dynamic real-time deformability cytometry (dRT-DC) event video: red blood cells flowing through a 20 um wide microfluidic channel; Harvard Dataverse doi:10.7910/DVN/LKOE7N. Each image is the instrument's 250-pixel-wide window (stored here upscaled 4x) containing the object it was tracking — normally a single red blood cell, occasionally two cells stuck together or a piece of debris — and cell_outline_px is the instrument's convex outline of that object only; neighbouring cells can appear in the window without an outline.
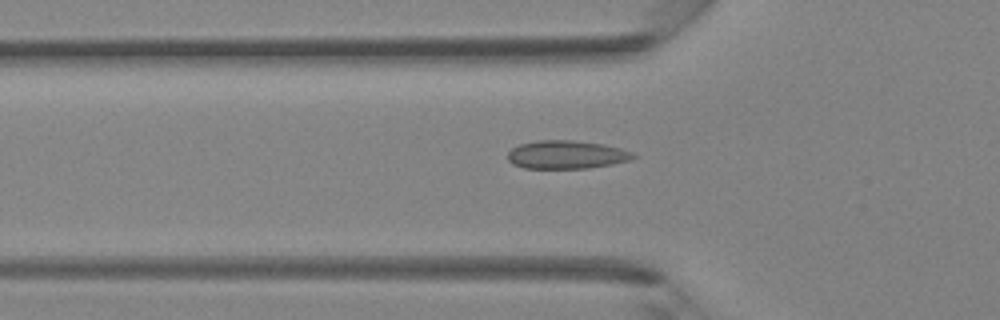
{"species": "Egyptian fruit bat (a non-hibernating species)", "species_latin": "Rousettus aegyptiacus", "temperature_condition": "room temperature", "stored_images_in_passage": 39, "camera_frame_rate_fps": 3000, "um_per_image_px": 0.085, "animal": {"sex": "female"}, "frame": {"image": 1, "passage_image": 11, "time_ms": 3.333, "image_size_px": [1000, 320], "cell_outline_px": [[640, 156], [628, 160], [612, 164], [588, 168], [524, 168], [512, 164], [508, 160], [508, 152], [512, 148], [520, 144], [536, 140], [572, 140], [600, 144], [620, 148], [632, 152]], "centroid_in_image_um": [48.14, 13.15], "position_along_channel_um": 77.7, "area_um2": 20.63}}
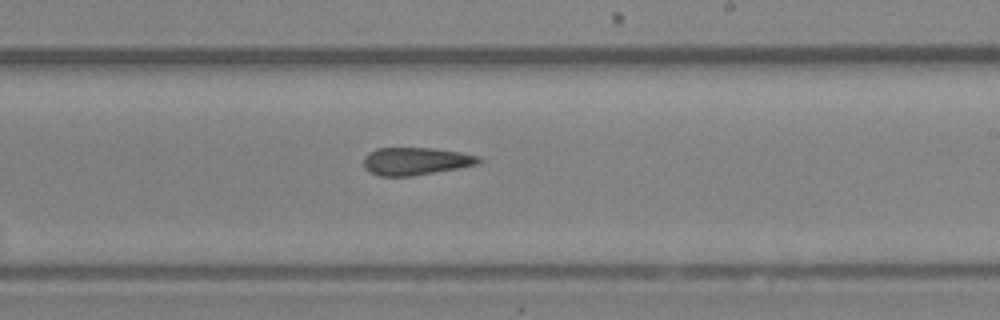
{"frame": {"image": 2, "passage_image": 22, "time_ms": 7.0, "image_size_px": [1000, 320], "cell_outline_px": [[484, 160], [476, 164], [456, 168], [412, 176], [380, 176], [368, 172], [364, 168], [364, 156], [368, 152], [376, 148], [432, 148], [460, 152], [480, 156]], "centroid_in_image_um": [35.3, 13.69], "position_along_channel_um": 253.7, "area_um2": 18.55}}
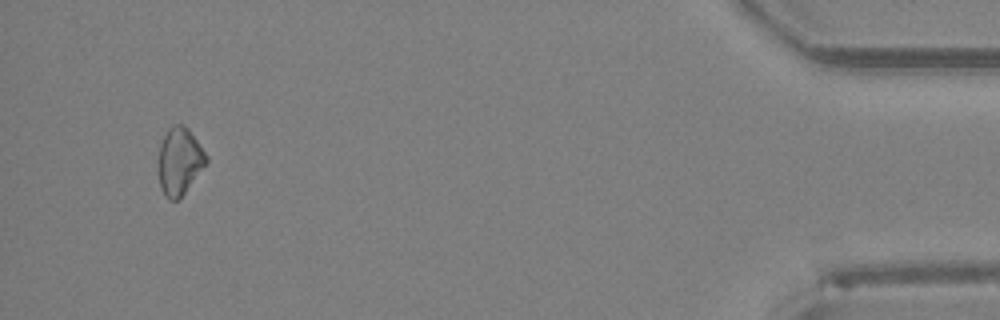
{"frame": {"image": 3, "passage_image": 37, "time_ms": 12.0, "image_size_px": [1000, 320], "cell_outline_px": [[208, 160], [184, 192], [176, 200], [168, 200], [164, 196], [160, 188], [160, 144], [168, 128], [172, 124], [184, 124], [188, 128], [208, 156]], "centroid_in_image_um": [15.26, 13.67], "position_along_channel_um": 419.9, "area_um2": 18.26}}